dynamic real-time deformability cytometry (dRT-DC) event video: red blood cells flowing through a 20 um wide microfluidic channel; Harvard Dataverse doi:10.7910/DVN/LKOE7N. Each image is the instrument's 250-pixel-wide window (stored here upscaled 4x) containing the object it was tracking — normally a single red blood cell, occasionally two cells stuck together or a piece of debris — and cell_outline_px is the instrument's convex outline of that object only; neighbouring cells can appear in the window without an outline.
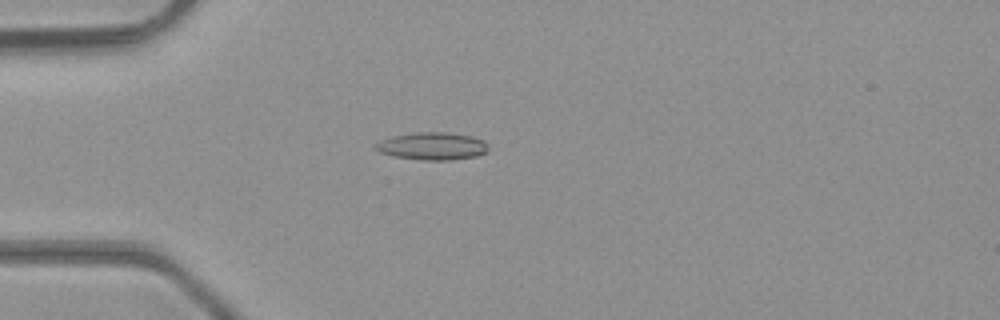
{"species": "common noctule bat (a hibernating species)", "species_latin": "Nyctalus noctula", "temperature_condition": "room temperature", "stored_images_in_passage": 47, "camera_frame_rate_fps": 3000, "um_per_image_px": 0.085, "animal": {"sex": "male", "body_mass_g": 23.1, "forearm_length_mm": 52.7}, "frame": {"image": 1, "passage_image": 13, "time_ms": 4.0, "image_size_px": [1000, 320], "cell_outline_px": [[488, 152], [476, 156], [452, 160], [420, 160], [392, 156], [380, 152], [372, 148], [372, 144], [380, 140], [396, 136], [416, 132], [448, 132], [472, 136], [484, 140], [488, 144]], "centroid_in_image_um": [36.74, 12.42], "position_along_channel_um": 48.3, "area_um2": 18.38}}
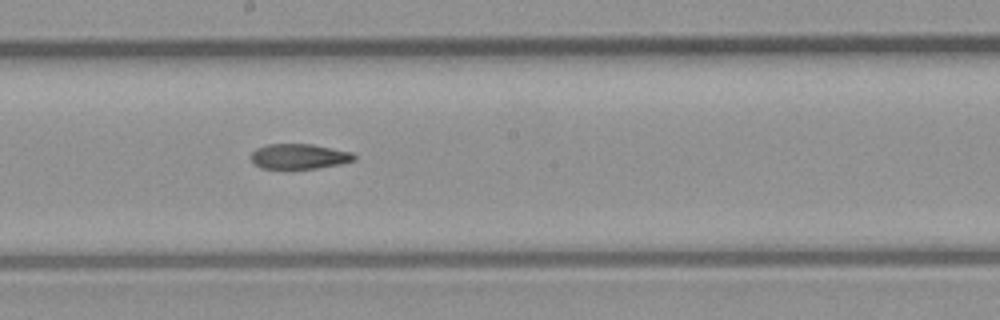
{"frame": {"image": 2, "passage_image": 26, "time_ms": 8.333, "image_size_px": [1000, 320], "cell_outline_px": [[356, 160], [340, 164], [316, 168], [260, 168], [252, 160], [252, 152], [256, 148], [268, 144], [312, 144], [352, 152], [356, 156]], "centroid_in_image_um": [25.46, 13.28], "position_along_channel_um": 222.7, "area_um2": 14.97}}
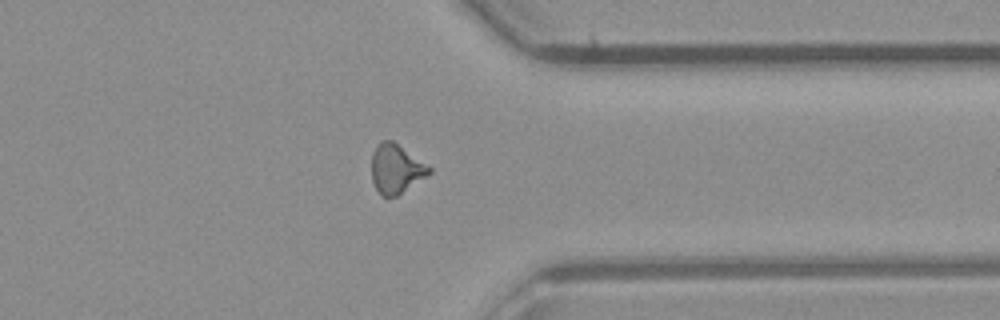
{"frame": {"image": 3, "passage_image": 37, "time_ms": 12.0, "image_size_px": [1000, 320], "cell_outline_px": [[432, 172], [396, 196], [380, 196], [372, 180], [372, 152], [380, 140], [392, 140], [432, 168]], "centroid_in_image_um": [33.64, 14.34], "position_along_channel_um": 377.8, "area_um2": 16.3}}